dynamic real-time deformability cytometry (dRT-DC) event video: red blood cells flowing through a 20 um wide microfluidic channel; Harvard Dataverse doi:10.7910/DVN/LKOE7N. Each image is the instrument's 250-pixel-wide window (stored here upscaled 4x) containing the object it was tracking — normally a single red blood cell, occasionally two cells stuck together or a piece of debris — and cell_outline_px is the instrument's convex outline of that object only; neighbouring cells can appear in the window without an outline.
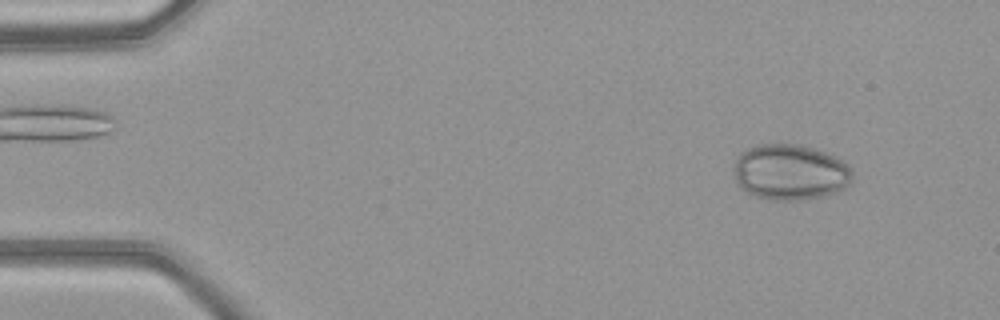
{"species": "common noctule bat (a hibernating species)", "species_latin": "Nyctalus noctula", "temperature_condition": "warm", "stored_images_in_passage": 48, "camera_frame_rate_fps": 3000, "um_per_image_px": 0.085, "animal": {"sex": "female", "body_mass_g": 21.9}, "frame": {"image": 1, "passage_image": 4, "time_ms": 1.0, "image_size_px": [1000, 320], "cell_outline_px": [[852, 184], [836, 192], [824, 196], [804, 200], [768, 200], [756, 196], [748, 192], [736, 180], [732, 168], [736, 156], [740, 152], [756, 144], [804, 144], [816, 148], [836, 156], [844, 160], [852, 168]], "centroid_in_image_um": [67.2, 14.61], "position_along_channel_um": 17.8, "area_um2": 39.3}}
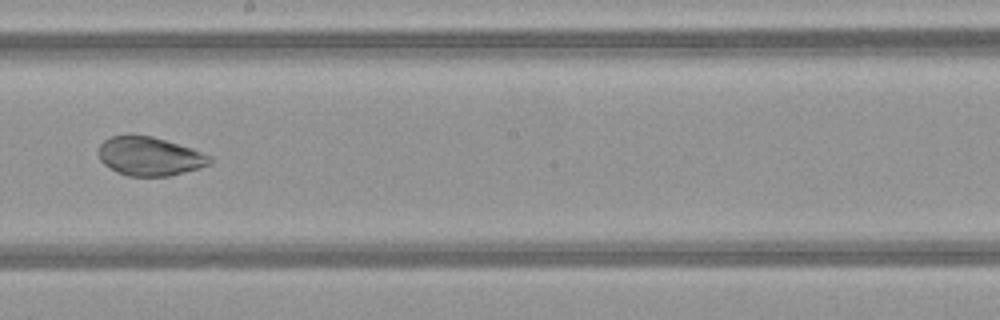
{"frame": {"image": 2, "passage_image": 27, "time_ms": 8.667, "image_size_px": [1000, 320], "cell_outline_px": [[212, 164], [200, 168], [168, 176], [128, 176], [116, 172], [104, 164], [100, 160], [96, 152], [100, 144], [104, 140], [112, 136], [128, 132], [152, 136], [192, 148], [212, 156]], "centroid_in_image_um": [12.69, 13.26], "position_along_channel_um": 235.5, "area_um2": 25.78}}
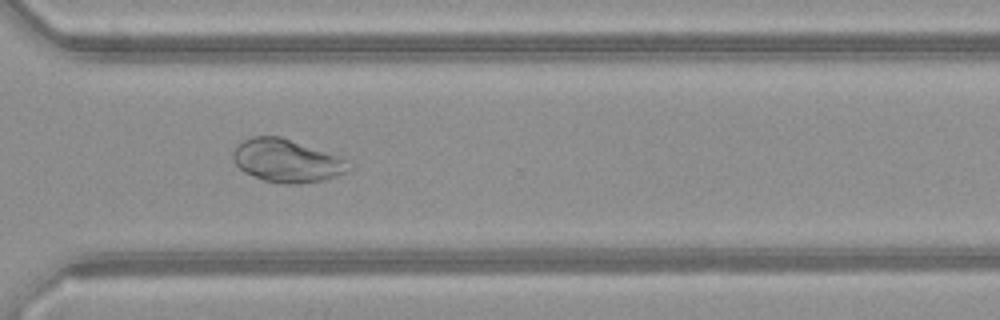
{"frame": {"image": 3, "passage_image": 35, "time_ms": 11.333, "image_size_px": [1000, 320], "cell_outline_px": [[352, 168], [348, 172], [328, 180], [300, 184], [284, 184], [264, 180], [244, 172], [236, 164], [232, 156], [232, 152], [244, 140], [252, 136], [280, 136], [344, 156], [352, 160]], "centroid_in_image_um": [24.51, 13.67], "position_along_channel_um": 346.1, "area_um2": 29.71}}